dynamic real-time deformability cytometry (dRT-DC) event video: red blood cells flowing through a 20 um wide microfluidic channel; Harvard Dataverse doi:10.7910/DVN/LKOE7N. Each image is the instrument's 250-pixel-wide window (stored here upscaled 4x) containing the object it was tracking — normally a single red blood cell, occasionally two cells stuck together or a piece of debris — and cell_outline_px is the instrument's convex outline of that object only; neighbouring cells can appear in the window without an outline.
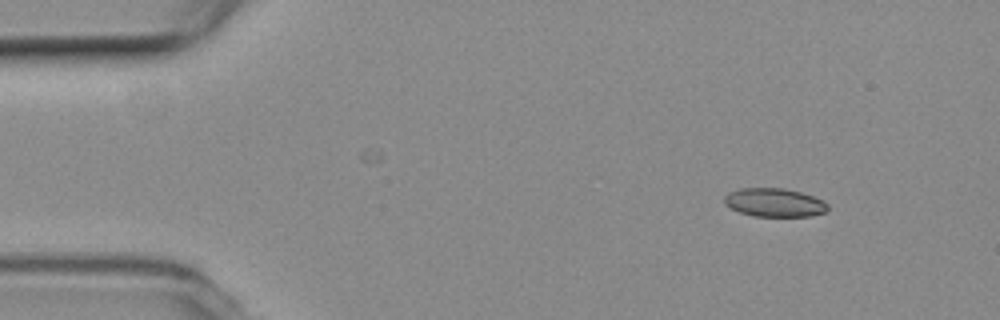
{"species": "common noctule bat (a hibernating species)", "species_latin": "Nyctalus noctula", "temperature_condition": "room temperature", "stored_images_in_passage": 4, "camera_frame_rate_fps": 3000, "um_per_image_px": 0.085, "animal": {"sex": "female", "body_mass_g": 19.3, "forearm_length_mm": 54.1}, "frame": {"image": 1, "passage_image": 4, "time_ms": 1.0, "image_size_px": [1000, 320], "cell_outline_px": [[828, 212], [812, 216], [752, 216], [740, 212], [724, 204], [724, 196], [728, 192], [740, 188], [784, 188], [800, 192], [824, 200], [828, 204]], "centroid_in_image_um": [65.84, 17.21], "position_along_channel_um": 19.2, "area_um2": 17.34}}